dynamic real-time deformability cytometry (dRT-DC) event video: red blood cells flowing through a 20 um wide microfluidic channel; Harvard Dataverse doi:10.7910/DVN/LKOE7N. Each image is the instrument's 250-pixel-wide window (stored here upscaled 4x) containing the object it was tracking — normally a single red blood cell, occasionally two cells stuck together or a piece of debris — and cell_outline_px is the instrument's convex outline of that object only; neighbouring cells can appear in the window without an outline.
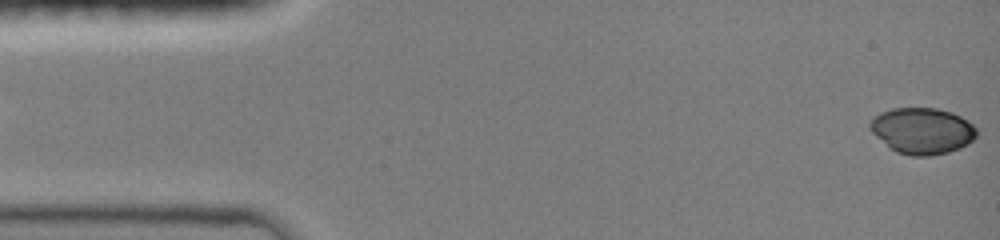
{"species": "common noctule bat (a hibernating species)", "species_latin": "Nyctalus noctula", "temperature_condition": "room temperature", "stored_images_in_passage": 11, "camera_frame_rate_fps": 3000, "um_per_image_px": 0.085, "animal": {"sex": "female", "body_mass_g": 19.0, "forearm_length_mm": 51.5}, "frame": {"image": 1, "passage_image": 1, "time_ms": 0.0, "image_size_px": [1000, 240], "cell_outline_px": [[976, 136], [968, 144], [960, 148], [948, 152], [928, 156], [912, 156], [896, 152], [888, 148], [868, 128], [868, 124], [872, 116], [880, 112], [892, 108], [936, 108], [952, 112], [968, 120], [976, 128]], "centroid_in_image_um": [78.35, 11.11], "position_along_channel_um": 6.6, "area_um2": 29.02}}
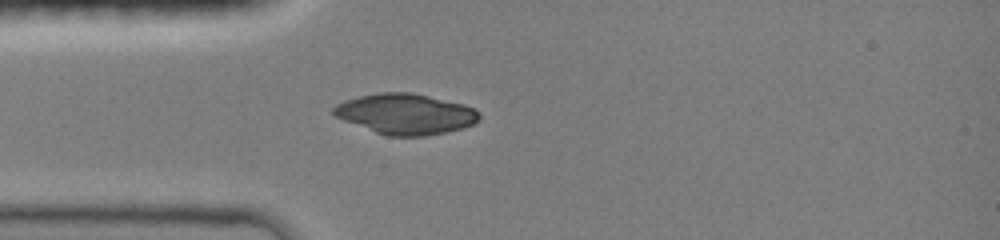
{"frame": {"image": 2, "passage_image": 7, "time_ms": 4.0, "image_size_px": [1000, 240], "cell_outline_px": [[480, 120], [472, 124], [460, 128], [444, 132], [424, 136], [388, 136], [376, 132], [344, 120], [336, 116], [332, 112], [332, 108], [336, 104], [344, 100], [360, 96], [380, 92], [408, 92], [464, 104], [480, 112]], "centroid_in_image_um": [34.46, 9.68], "position_along_channel_um": 50.5, "area_um2": 33.99}}